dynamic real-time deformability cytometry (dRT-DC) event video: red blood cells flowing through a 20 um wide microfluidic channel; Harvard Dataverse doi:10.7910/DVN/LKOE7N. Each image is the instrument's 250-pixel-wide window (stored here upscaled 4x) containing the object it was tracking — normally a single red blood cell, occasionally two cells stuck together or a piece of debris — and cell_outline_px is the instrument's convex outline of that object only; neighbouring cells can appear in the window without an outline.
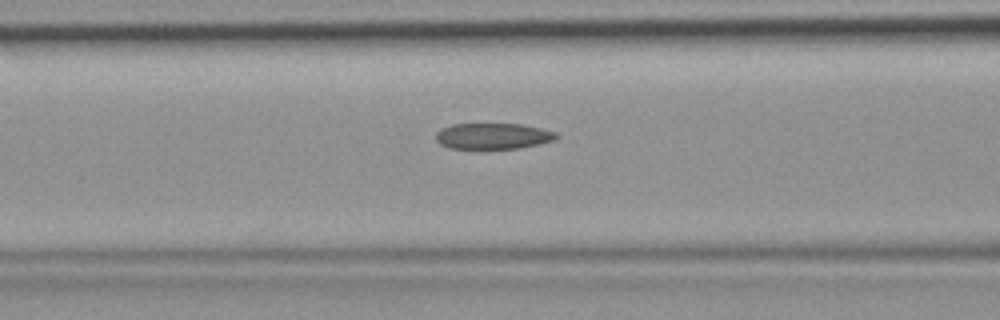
{"species": "common noctule bat (a hibernating species)", "species_latin": "Nyctalus noctula", "temperature_condition": "room temperature", "stored_images_in_passage": 5, "camera_frame_rate_fps": 3000, "um_per_image_px": 0.085, "animal": {"sex": "female", "body_mass_g": 19.9}, "frame": {"image": 1, "passage_image": 5, "time_ms": 1.333, "image_size_px": [1000, 320], "cell_outline_px": [[560, 136], [556, 140], [540, 144], [520, 148], [448, 148], [440, 144], [436, 140], [436, 132], [440, 128], [452, 124], [520, 124], [540, 128], [556, 132]], "centroid_in_image_um": [41.92, 11.56], "position_along_channel_um": 124.7, "area_um2": 18.32}}